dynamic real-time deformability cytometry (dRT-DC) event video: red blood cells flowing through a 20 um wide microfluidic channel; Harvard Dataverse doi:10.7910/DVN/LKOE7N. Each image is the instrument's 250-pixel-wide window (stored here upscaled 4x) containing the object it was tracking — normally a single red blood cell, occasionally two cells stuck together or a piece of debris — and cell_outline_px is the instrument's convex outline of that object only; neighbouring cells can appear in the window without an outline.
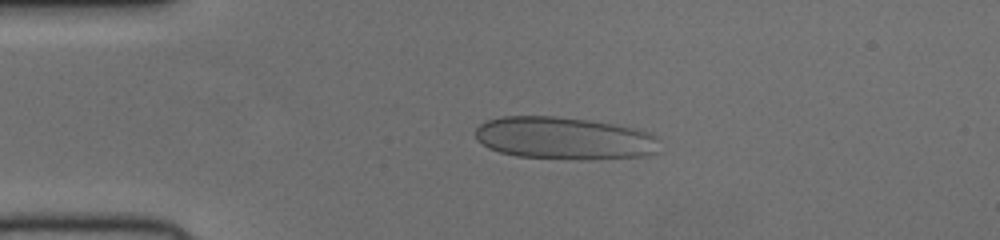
{"species": "human", "species_latin": "Homo sapiens", "temperature_condition": "cold", "stored_images_in_passage": 41, "camera_frame_rate_fps": 3000, "um_per_image_px": 0.085, "donor": {"sex": "female"}, "frame": {"image": 1, "passage_image": 1, "time_ms": 0.0, "image_size_px": [1000, 240], "cell_outline_px": [[656, 152], [648, 156], [516, 156], [500, 152], [488, 148], [476, 136], [476, 128], [480, 124], [488, 120], [504, 116], [556, 116], [588, 120], [636, 128], [648, 132], [656, 136]], "centroid_in_image_um": [47.89, 11.68], "position_along_channel_um": 37.1, "area_um2": 43.58}}
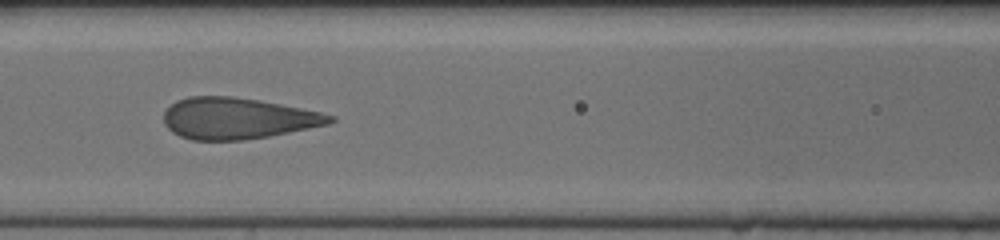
{"frame": {"image": 2, "passage_image": 12, "time_ms": 3.667, "image_size_px": [1000, 240], "cell_outline_px": [[336, 120], [328, 124], [268, 136], [240, 140], [192, 140], [180, 136], [172, 132], [164, 124], [164, 112], [176, 100], [188, 96], [232, 96], [260, 100], [320, 112], [336, 116]], "centroid_in_image_um": [20.16, 10.05], "position_along_channel_um": 146.4, "area_um2": 39.82}}
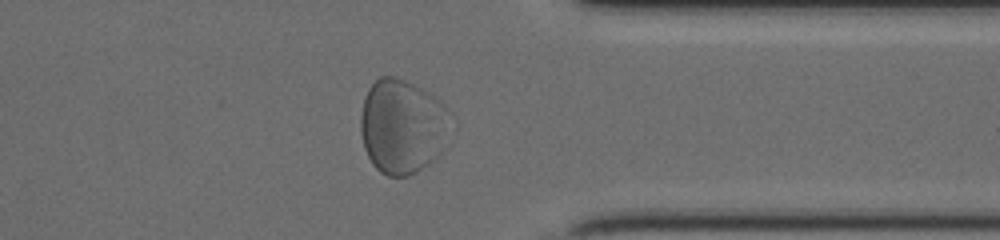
{"frame": {"image": 3, "passage_image": 30, "time_ms": 9.667, "image_size_px": [1000, 240], "cell_outline_px": [[444, 108], [440, 152], [428, 164], [416, 172], [408, 176], [388, 176], [380, 172], [372, 164], [364, 148], [360, 132], [360, 116], [364, 100], [368, 88], [380, 76], [396, 76], [428, 92], [444, 104]], "centroid_in_image_um": [34.05, 10.74], "position_along_channel_um": 377.4, "area_um2": 47.86}}